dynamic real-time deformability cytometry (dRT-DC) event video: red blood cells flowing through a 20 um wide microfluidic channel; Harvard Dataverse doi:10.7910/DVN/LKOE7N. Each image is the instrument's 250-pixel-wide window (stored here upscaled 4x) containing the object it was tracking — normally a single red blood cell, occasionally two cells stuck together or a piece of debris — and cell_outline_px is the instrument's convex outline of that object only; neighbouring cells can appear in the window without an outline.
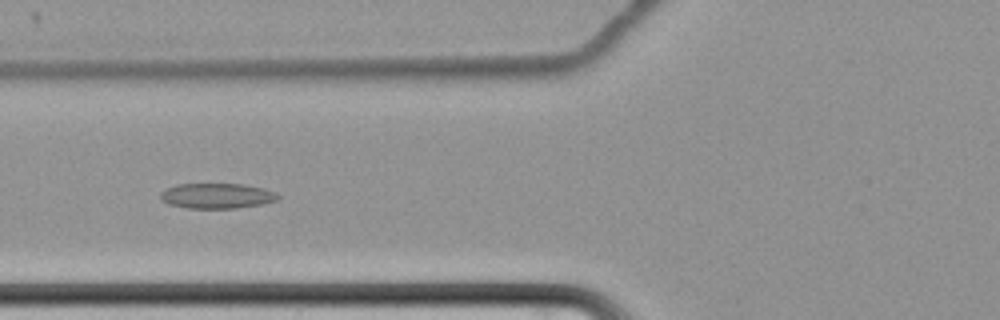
{"species": "common noctule bat (a hibernating species)", "species_latin": "Nyctalus noctula", "temperature_condition": "cold", "stored_images_in_passage": 66, "camera_frame_rate_fps": 3000, "um_per_image_px": 0.085, "animal": {"sex": "female", "body_mass_g": 22.7, "forearm_length_mm": 54.2}, "frame": {"image": 1, "passage_image": 30, "time_ms": 9.667, "image_size_px": [1000, 320], "cell_outline_px": [[280, 196], [276, 200], [260, 204], [236, 208], [188, 208], [168, 204], [160, 200], [160, 192], [164, 188], [176, 184], [244, 184], [264, 188], [276, 192]], "centroid_in_image_um": [18.39, 16.64], "position_along_channel_um": 107.4, "area_um2": 17.4}}
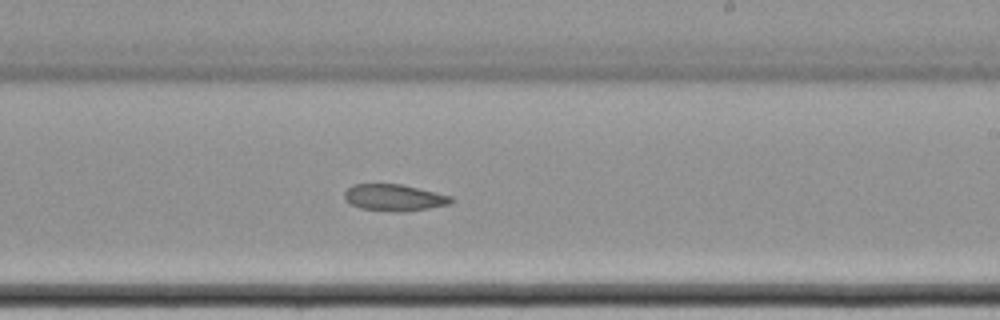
{"frame": {"image": 2, "passage_image": 43, "time_ms": 14.0, "image_size_px": [1000, 320], "cell_outline_px": [[456, 200], [452, 204], [404, 212], [360, 208], [348, 204], [344, 200], [344, 192], [352, 184], [400, 184], [436, 192], [452, 196]], "centroid_in_image_um": [33.51, 16.79], "position_along_channel_um": 255.5, "area_um2": 16.7}}
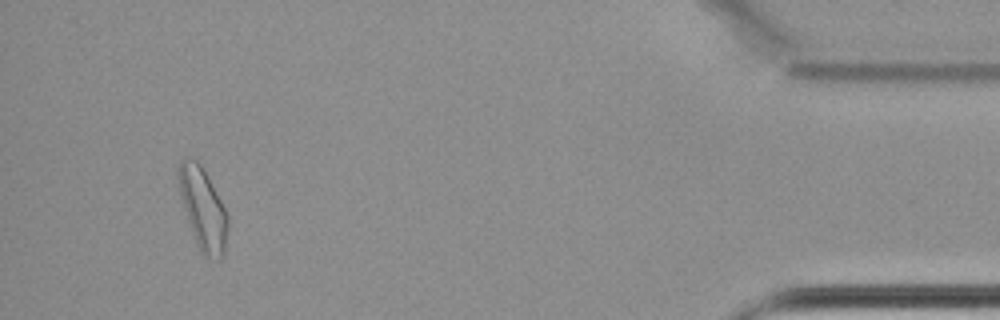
{"frame": {"image": 3, "passage_image": 63, "time_ms": 20.667, "image_size_px": [1000, 320], "cell_outline_px": [[228, 232], [224, 252], [220, 260], [204, 256], [200, 252], [196, 244], [180, 196], [176, 180], [176, 168], [180, 156], [192, 156], [200, 164], [220, 200], [228, 216]], "centroid_in_image_um": [17.19, 17.69], "position_along_channel_um": 418.0, "area_um2": 23.81}}